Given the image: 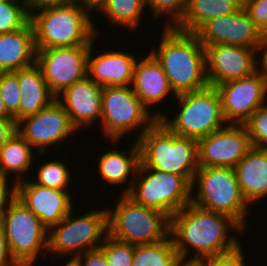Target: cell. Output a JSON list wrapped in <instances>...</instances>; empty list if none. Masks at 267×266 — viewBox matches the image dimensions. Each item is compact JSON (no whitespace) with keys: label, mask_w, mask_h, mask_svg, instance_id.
Instances as JSON below:
<instances>
[{"label":"cell","mask_w":267,"mask_h":266,"mask_svg":"<svg viewBox=\"0 0 267 266\" xmlns=\"http://www.w3.org/2000/svg\"><path fill=\"white\" fill-rule=\"evenodd\" d=\"M195 183L198 191L193 196ZM191 203L208 211L226 214L245 228L249 204L241 193L234 168L199 167L191 183Z\"/></svg>","instance_id":"6"},{"label":"cell","mask_w":267,"mask_h":266,"mask_svg":"<svg viewBox=\"0 0 267 266\" xmlns=\"http://www.w3.org/2000/svg\"><path fill=\"white\" fill-rule=\"evenodd\" d=\"M242 246L239 244L235 249L202 259L204 266H246V259Z\"/></svg>","instance_id":"36"},{"label":"cell","mask_w":267,"mask_h":266,"mask_svg":"<svg viewBox=\"0 0 267 266\" xmlns=\"http://www.w3.org/2000/svg\"><path fill=\"white\" fill-rule=\"evenodd\" d=\"M175 266H204L203 260L180 258Z\"/></svg>","instance_id":"45"},{"label":"cell","mask_w":267,"mask_h":266,"mask_svg":"<svg viewBox=\"0 0 267 266\" xmlns=\"http://www.w3.org/2000/svg\"><path fill=\"white\" fill-rule=\"evenodd\" d=\"M252 146L267 149V104H262L245 123Z\"/></svg>","instance_id":"35"},{"label":"cell","mask_w":267,"mask_h":266,"mask_svg":"<svg viewBox=\"0 0 267 266\" xmlns=\"http://www.w3.org/2000/svg\"><path fill=\"white\" fill-rule=\"evenodd\" d=\"M72 212L48 230L47 251L62 257L74 253L67 263L88 250L99 248L108 235L107 208L91 210L78 217Z\"/></svg>","instance_id":"9"},{"label":"cell","mask_w":267,"mask_h":266,"mask_svg":"<svg viewBox=\"0 0 267 266\" xmlns=\"http://www.w3.org/2000/svg\"><path fill=\"white\" fill-rule=\"evenodd\" d=\"M29 21L30 14L24 0L0 1V34L19 30Z\"/></svg>","instance_id":"30"},{"label":"cell","mask_w":267,"mask_h":266,"mask_svg":"<svg viewBox=\"0 0 267 266\" xmlns=\"http://www.w3.org/2000/svg\"><path fill=\"white\" fill-rule=\"evenodd\" d=\"M99 248L103 251L108 266H132L134 245L117 241L107 235Z\"/></svg>","instance_id":"33"},{"label":"cell","mask_w":267,"mask_h":266,"mask_svg":"<svg viewBox=\"0 0 267 266\" xmlns=\"http://www.w3.org/2000/svg\"><path fill=\"white\" fill-rule=\"evenodd\" d=\"M94 42L88 54V76L101 87L131 86L136 57L122 51H107L94 57Z\"/></svg>","instance_id":"20"},{"label":"cell","mask_w":267,"mask_h":266,"mask_svg":"<svg viewBox=\"0 0 267 266\" xmlns=\"http://www.w3.org/2000/svg\"><path fill=\"white\" fill-rule=\"evenodd\" d=\"M14 119L0 118V148L17 132Z\"/></svg>","instance_id":"42"},{"label":"cell","mask_w":267,"mask_h":266,"mask_svg":"<svg viewBox=\"0 0 267 266\" xmlns=\"http://www.w3.org/2000/svg\"><path fill=\"white\" fill-rule=\"evenodd\" d=\"M63 266H73L72 263H66L65 265Z\"/></svg>","instance_id":"47"},{"label":"cell","mask_w":267,"mask_h":266,"mask_svg":"<svg viewBox=\"0 0 267 266\" xmlns=\"http://www.w3.org/2000/svg\"><path fill=\"white\" fill-rule=\"evenodd\" d=\"M0 223L12 258L19 266H34L38 253L47 251L48 246V229L41 220L15 197Z\"/></svg>","instance_id":"10"},{"label":"cell","mask_w":267,"mask_h":266,"mask_svg":"<svg viewBox=\"0 0 267 266\" xmlns=\"http://www.w3.org/2000/svg\"><path fill=\"white\" fill-rule=\"evenodd\" d=\"M145 7L147 6L153 12L154 18L160 17L162 14H169L172 17L169 19L165 27H174L185 14L188 0H144Z\"/></svg>","instance_id":"34"},{"label":"cell","mask_w":267,"mask_h":266,"mask_svg":"<svg viewBox=\"0 0 267 266\" xmlns=\"http://www.w3.org/2000/svg\"><path fill=\"white\" fill-rule=\"evenodd\" d=\"M64 162L65 161H62V159H59V161L58 159L55 161H46L38 168V179L36 178V180L32 182L36 185L67 191L68 189L65 188L70 184L71 176Z\"/></svg>","instance_id":"31"},{"label":"cell","mask_w":267,"mask_h":266,"mask_svg":"<svg viewBox=\"0 0 267 266\" xmlns=\"http://www.w3.org/2000/svg\"><path fill=\"white\" fill-rule=\"evenodd\" d=\"M180 111L175 118L156 112L160 119L174 133L199 140L224 127L226 122L220 94L215 86L175 96ZM168 116V117H167ZM226 123V124H223Z\"/></svg>","instance_id":"7"},{"label":"cell","mask_w":267,"mask_h":266,"mask_svg":"<svg viewBox=\"0 0 267 266\" xmlns=\"http://www.w3.org/2000/svg\"><path fill=\"white\" fill-rule=\"evenodd\" d=\"M153 114V115H152ZM157 114L152 113L135 95L131 86H106L102 89L101 124L105 138L113 143L131 133L136 127H143L136 140L155 121ZM125 134V135H124Z\"/></svg>","instance_id":"11"},{"label":"cell","mask_w":267,"mask_h":266,"mask_svg":"<svg viewBox=\"0 0 267 266\" xmlns=\"http://www.w3.org/2000/svg\"><path fill=\"white\" fill-rule=\"evenodd\" d=\"M194 34L204 47L229 44L254 48L258 51L264 36L244 6L232 14L207 20Z\"/></svg>","instance_id":"16"},{"label":"cell","mask_w":267,"mask_h":266,"mask_svg":"<svg viewBox=\"0 0 267 266\" xmlns=\"http://www.w3.org/2000/svg\"><path fill=\"white\" fill-rule=\"evenodd\" d=\"M228 124H245L267 102V79L258 69L253 74L215 86ZM266 100V101H265Z\"/></svg>","instance_id":"13"},{"label":"cell","mask_w":267,"mask_h":266,"mask_svg":"<svg viewBox=\"0 0 267 266\" xmlns=\"http://www.w3.org/2000/svg\"><path fill=\"white\" fill-rule=\"evenodd\" d=\"M35 11L30 13V22L36 49L91 45L97 36L92 11L79 1Z\"/></svg>","instance_id":"3"},{"label":"cell","mask_w":267,"mask_h":266,"mask_svg":"<svg viewBox=\"0 0 267 266\" xmlns=\"http://www.w3.org/2000/svg\"><path fill=\"white\" fill-rule=\"evenodd\" d=\"M231 229L244 230L230 216L190 203L170 217L169 236L180 258L202 260L229 252L241 244L236 235H229ZM191 248L196 253L189 258Z\"/></svg>","instance_id":"1"},{"label":"cell","mask_w":267,"mask_h":266,"mask_svg":"<svg viewBox=\"0 0 267 266\" xmlns=\"http://www.w3.org/2000/svg\"><path fill=\"white\" fill-rule=\"evenodd\" d=\"M241 193L250 205L267 196V149L252 146L234 167Z\"/></svg>","instance_id":"23"},{"label":"cell","mask_w":267,"mask_h":266,"mask_svg":"<svg viewBox=\"0 0 267 266\" xmlns=\"http://www.w3.org/2000/svg\"><path fill=\"white\" fill-rule=\"evenodd\" d=\"M33 147L16 132L1 148H0V172L4 175L17 173L16 183L21 181L22 174H27L31 169L33 157ZM20 176V177H19Z\"/></svg>","instance_id":"27"},{"label":"cell","mask_w":267,"mask_h":266,"mask_svg":"<svg viewBox=\"0 0 267 266\" xmlns=\"http://www.w3.org/2000/svg\"><path fill=\"white\" fill-rule=\"evenodd\" d=\"M13 72L17 75L22 93L19 120L37 114L56 99L49 90L42 70L37 63Z\"/></svg>","instance_id":"24"},{"label":"cell","mask_w":267,"mask_h":266,"mask_svg":"<svg viewBox=\"0 0 267 266\" xmlns=\"http://www.w3.org/2000/svg\"><path fill=\"white\" fill-rule=\"evenodd\" d=\"M115 209L107 208L108 235L131 245H150L169 237L170 218L121 194Z\"/></svg>","instance_id":"5"},{"label":"cell","mask_w":267,"mask_h":266,"mask_svg":"<svg viewBox=\"0 0 267 266\" xmlns=\"http://www.w3.org/2000/svg\"><path fill=\"white\" fill-rule=\"evenodd\" d=\"M34 29L29 21L19 30L0 34V72H13L36 63Z\"/></svg>","instance_id":"22"},{"label":"cell","mask_w":267,"mask_h":266,"mask_svg":"<svg viewBox=\"0 0 267 266\" xmlns=\"http://www.w3.org/2000/svg\"><path fill=\"white\" fill-rule=\"evenodd\" d=\"M16 125V131L33 148H38V155L41 156L50 146L56 144L60 148L63 140L77 130L57 98L37 114L22 118Z\"/></svg>","instance_id":"14"},{"label":"cell","mask_w":267,"mask_h":266,"mask_svg":"<svg viewBox=\"0 0 267 266\" xmlns=\"http://www.w3.org/2000/svg\"><path fill=\"white\" fill-rule=\"evenodd\" d=\"M85 7L89 8L93 13L96 11L105 0H77Z\"/></svg>","instance_id":"44"},{"label":"cell","mask_w":267,"mask_h":266,"mask_svg":"<svg viewBox=\"0 0 267 266\" xmlns=\"http://www.w3.org/2000/svg\"><path fill=\"white\" fill-rule=\"evenodd\" d=\"M180 259L172 238L150 245H134L132 266H175Z\"/></svg>","instance_id":"29"},{"label":"cell","mask_w":267,"mask_h":266,"mask_svg":"<svg viewBox=\"0 0 267 266\" xmlns=\"http://www.w3.org/2000/svg\"><path fill=\"white\" fill-rule=\"evenodd\" d=\"M158 50L150 53L161 64L174 96L207 87L205 48L194 33L165 27Z\"/></svg>","instance_id":"2"},{"label":"cell","mask_w":267,"mask_h":266,"mask_svg":"<svg viewBox=\"0 0 267 266\" xmlns=\"http://www.w3.org/2000/svg\"><path fill=\"white\" fill-rule=\"evenodd\" d=\"M243 6V0H188L182 19L174 28L194 33L207 20L234 13Z\"/></svg>","instance_id":"25"},{"label":"cell","mask_w":267,"mask_h":266,"mask_svg":"<svg viewBox=\"0 0 267 266\" xmlns=\"http://www.w3.org/2000/svg\"><path fill=\"white\" fill-rule=\"evenodd\" d=\"M204 48L206 78L211 86L249 76L259 69L255 55L257 49L229 44H214Z\"/></svg>","instance_id":"17"},{"label":"cell","mask_w":267,"mask_h":266,"mask_svg":"<svg viewBox=\"0 0 267 266\" xmlns=\"http://www.w3.org/2000/svg\"><path fill=\"white\" fill-rule=\"evenodd\" d=\"M136 141L141 165L183 176L192 183L199 168L197 140L174 133L157 119Z\"/></svg>","instance_id":"4"},{"label":"cell","mask_w":267,"mask_h":266,"mask_svg":"<svg viewBox=\"0 0 267 266\" xmlns=\"http://www.w3.org/2000/svg\"><path fill=\"white\" fill-rule=\"evenodd\" d=\"M71 263L73 266H108L106 257L100 248L88 250Z\"/></svg>","instance_id":"38"},{"label":"cell","mask_w":267,"mask_h":266,"mask_svg":"<svg viewBox=\"0 0 267 266\" xmlns=\"http://www.w3.org/2000/svg\"><path fill=\"white\" fill-rule=\"evenodd\" d=\"M144 9V0H105L96 11H102L110 23L134 31L141 24Z\"/></svg>","instance_id":"28"},{"label":"cell","mask_w":267,"mask_h":266,"mask_svg":"<svg viewBox=\"0 0 267 266\" xmlns=\"http://www.w3.org/2000/svg\"><path fill=\"white\" fill-rule=\"evenodd\" d=\"M28 13L45 7L61 6L73 3L77 0H24Z\"/></svg>","instance_id":"40"},{"label":"cell","mask_w":267,"mask_h":266,"mask_svg":"<svg viewBox=\"0 0 267 266\" xmlns=\"http://www.w3.org/2000/svg\"><path fill=\"white\" fill-rule=\"evenodd\" d=\"M10 178L7 175H4L0 172V217L5 211L9 203L16 197L17 188L16 182H14L13 187L8 182Z\"/></svg>","instance_id":"39"},{"label":"cell","mask_w":267,"mask_h":266,"mask_svg":"<svg viewBox=\"0 0 267 266\" xmlns=\"http://www.w3.org/2000/svg\"><path fill=\"white\" fill-rule=\"evenodd\" d=\"M23 179V180H22ZM16 197L49 230L73 210L71 193L34 184L31 180L16 183Z\"/></svg>","instance_id":"18"},{"label":"cell","mask_w":267,"mask_h":266,"mask_svg":"<svg viewBox=\"0 0 267 266\" xmlns=\"http://www.w3.org/2000/svg\"><path fill=\"white\" fill-rule=\"evenodd\" d=\"M136 175L138 180L131 182L122 192L135 203L158 210L169 218L191 203V184L183 176L141 164Z\"/></svg>","instance_id":"8"},{"label":"cell","mask_w":267,"mask_h":266,"mask_svg":"<svg viewBox=\"0 0 267 266\" xmlns=\"http://www.w3.org/2000/svg\"><path fill=\"white\" fill-rule=\"evenodd\" d=\"M0 266H19L10 254L1 223H0Z\"/></svg>","instance_id":"41"},{"label":"cell","mask_w":267,"mask_h":266,"mask_svg":"<svg viewBox=\"0 0 267 266\" xmlns=\"http://www.w3.org/2000/svg\"><path fill=\"white\" fill-rule=\"evenodd\" d=\"M264 49V50H263ZM262 50V61L259 63L261 66H259V69L262 71L263 75L267 79V33L264 34L261 45H260V51Z\"/></svg>","instance_id":"43"},{"label":"cell","mask_w":267,"mask_h":266,"mask_svg":"<svg viewBox=\"0 0 267 266\" xmlns=\"http://www.w3.org/2000/svg\"><path fill=\"white\" fill-rule=\"evenodd\" d=\"M130 151L123 153L118 150H111L100 156L98 169L101 177L108 184L126 183L128 178L137 176V169L140 164V151L137 141L133 143ZM127 153L129 156H127Z\"/></svg>","instance_id":"26"},{"label":"cell","mask_w":267,"mask_h":266,"mask_svg":"<svg viewBox=\"0 0 267 266\" xmlns=\"http://www.w3.org/2000/svg\"><path fill=\"white\" fill-rule=\"evenodd\" d=\"M102 89L103 87L87 76L56 97L76 129L86 125L88 127L95 120H101Z\"/></svg>","instance_id":"19"},{"label":"cell","mask_w":267,"mask_h":266,"mask_svg":"<svg viewBox=\"0 0 267 266\" xmlns=\"http://www.w3.org/2000/svg\"><path fill=\"white\" fill-rule=\"evenodd\" d=\"M0 95L7 111L17 123L22 93L17 75L14 72H0Z\"/></svg>","instance_id":"32"},{"label":"cell","mask_w":267,"mask_h":266,"mask_svg":"<svg viewBox=\"0 0 267 266\" xmlns=\"http://www.w3.org/2000/svg\"><path fill=\"white\" fill-rule=\"evenodd\" d=\"M131 85L135 95L148 110L170 91L173 92L161 64L151 53L136 61Z\"/></svg>","instance_id":"21"},{"label":"cell","mask_w":267,"mask_h":266,"mask_svg":"<svg viewBox=\"0 0 267 266\" xmlns=\"http://www.w3.org/2000/svg\"><path fill=\"white\" fill-rule=\"evenodd\" d=\"M252 147L245 124H227L197 140L199 167H230Z\"/></svg>","instance_id":"15"},{"label":"cell","mask_w":267,"mask_h":266,"mask_svg":"<svg viewBox=\"0 0 267 266\" xmlns=\"http://www.w3.org/2000/svg\"><path fill=\"white\" fill-rule=\"evenodd\" d=\"M0 118L1 119H14L13 116L7 111V108L0 95Z\"/></svg>","instance_id":"46"},{"label":"cell","mask_w":267,"mask_h":266,"mask_svg":"<svg viewBox=\"0 0 267 266\" xmlns=\"http://www.w3.org/2000/svg\"><path fill=\"white\" fill-rule=\"evenodd\" d=\"M243 6L254 24L263 33H267V0H243Z\"/></svg>","instance_id":"37"},{"label":"cell","mask_w":267,"mask_h":266,"mask_svg":"<svg viewBox=\"0 0 267 266\" xmlns=\"http://www.w3.org/2000/svg\"><path fill=\"white\" fill-rule=\"evenodd\" d=\"M91 45L37 49L40 66L51 93L57 97L66 88L88 76Z\"/></svg>","instance_id":"12"}]
</instances>
